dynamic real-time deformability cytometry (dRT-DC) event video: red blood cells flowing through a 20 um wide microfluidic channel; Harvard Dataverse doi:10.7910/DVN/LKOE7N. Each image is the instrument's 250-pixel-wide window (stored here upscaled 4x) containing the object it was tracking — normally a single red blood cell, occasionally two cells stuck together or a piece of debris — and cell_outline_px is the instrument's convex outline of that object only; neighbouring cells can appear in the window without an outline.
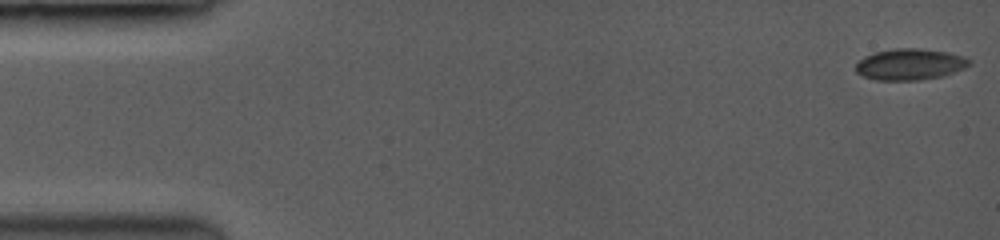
{"species": "common noctule bat (a hibernating species)", "species_latin": "Nyctalus noctula", "temperature_condition": "room temperature", "stored_images_in_passage": 56, "camera_frame_rate_fps": 3500, "um_per_image_px": 0.085, "animal": {"sex": "female", "body_mass_g": 19.0, "forearm_length_mm": 53.3}, "frame": {"image": 1, "passage_image": 1, "time_ms": 0.0, "image_size_px": [1000, 240], "cell_outline_px": [[972, 64], [964, 68], [944, 76], [920, 80], [876, 80], [860, 76], [856, 72], [856, 64], [860, 60], [876, 52], [904, 48], [912, 48], [944, 52], [960, 56], [972, 60]], "centroid_in_image_um": [77.35, 5.5], "position_along_channel_um": 7.7, "area_um2": 20.35}}
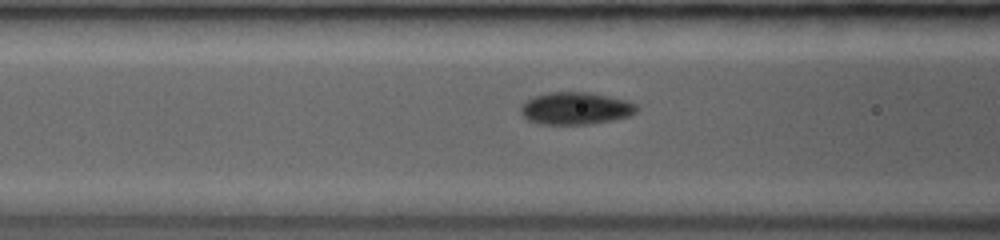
{"frame": {"image": 2, "passage_image": 23, "time_ms": 6.286, "image_size_px": [1000, 240], "cell_outline_px": [[636, 112], [628, 116], [612, 120], [588, 124], [540, 124], [528, 120], [520, 112], [520, 108], [528, 100], [536, 96], [552, 92], [584, 92], [604, 96], [620, 100], [632, 104], [636, 108]], "centroid_in_image_um": [48.85, 9.23], "position_along_channel_um": 117.7, "area_um2": 21.04}}
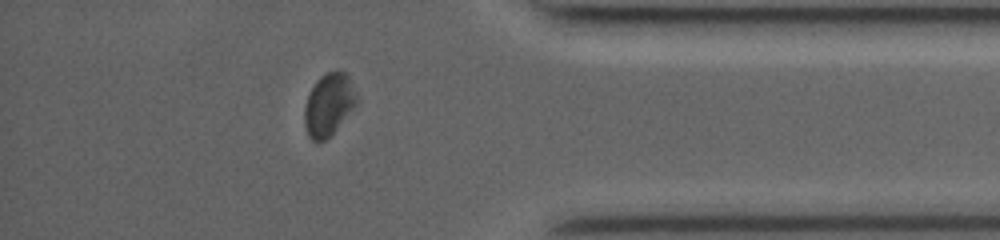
{"frame": {"image": 3, "passage_image": 49, "time_ms": 13.714, "image_size_px": [1000, 240], "cell_outline_px": [[360, 100], [336, 128], [324, 140], [312, 140], [308, 136], [304, 124], [304, 108], [308, 96], [316, 80], [320, 76], [336, 68], [348, 72]], "centroid_in_image_um": [27.97, 8.81], "position_along_channel_um": 407.2, "area_um2": 19.13}, "authors_computed_cell_mechanics": {"area_um2": 20.23, "velocity_mm_per_s": 4.0457, "shape_relaxation_time_tau1_ms": 5.5592, "shape_relaxation_time_tau2_ms": 1.0346, "deformation_change_tau1": 0.1119, "deformation_change_tau2": 0.0266}}